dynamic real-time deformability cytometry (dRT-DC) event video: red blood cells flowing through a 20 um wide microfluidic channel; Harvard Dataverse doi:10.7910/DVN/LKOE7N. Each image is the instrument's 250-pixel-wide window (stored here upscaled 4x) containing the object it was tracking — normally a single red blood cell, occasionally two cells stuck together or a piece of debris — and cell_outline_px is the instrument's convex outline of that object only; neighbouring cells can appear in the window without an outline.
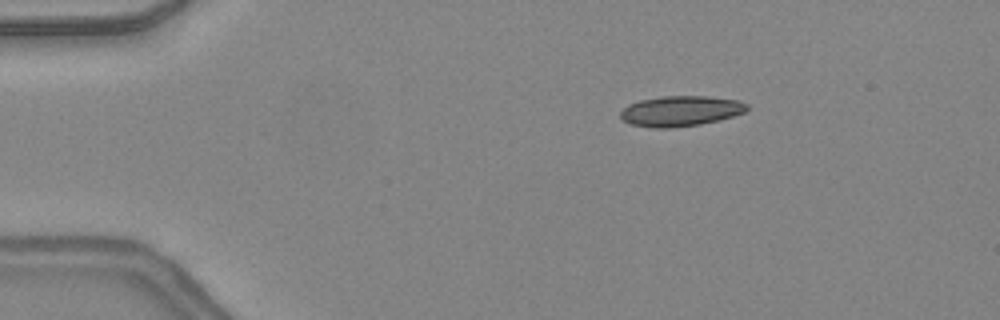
{"species": "common noctule bat (a hibernating species)", "species_latin": "Nyctalus noctula", "temperature_condition": "warm", "stored_images_in_passage": 40, "camera_frame_rate_fps": 3000, "um_per_image_px": 0.085, "animal": {"sex": "female", "body_mass_g": 24.6, "forearm_length_mm": 56.2}, "frame": {"image": 1, "passage_image": 1, "time_ms": 0.0, "image_size_px": [1000, 320], "cell_outline_px": [[748, 108], [744, 112], [720, 120], [700, 124], [668, 128], [656, 128], [632, 124], [620, 120], [620, 112], [628, 104], [640, 100], [664, 96], [708, 96], [736, 100], [748, 104]], "centroid_in_image_um": [57.83, 9.43], "position_along_channel_um": 27.2, "area_um2": 22.31}}
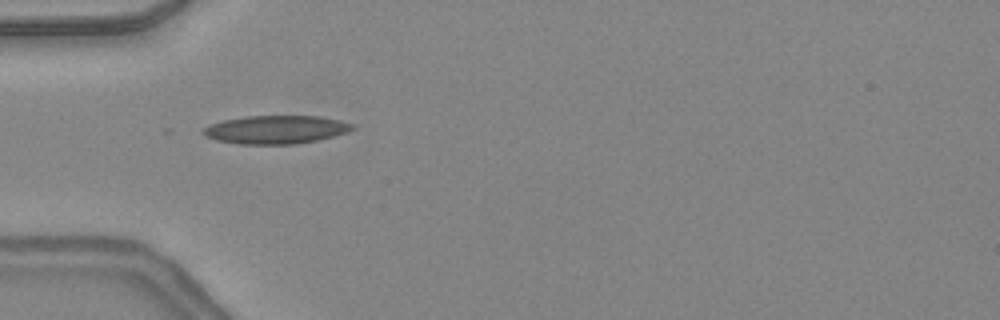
{"frame": {"image": 2, "passage_image": 8, "time_ms": 2.333, "image_size_px": [1000, 320], "cell_outline_px": [[356, 128], [348, 132], [316, 140], [296, 144], [240, 144], [216, 140], [204, 136], [200, 132], [208, 124], [224, 120], [244, 116], [320, 116], [340, 120], [356, 124]], "centroid_in_image_um": [23.45, 11.01], "position_along_channel_um": 61.6, "area_um2": 24.8}}
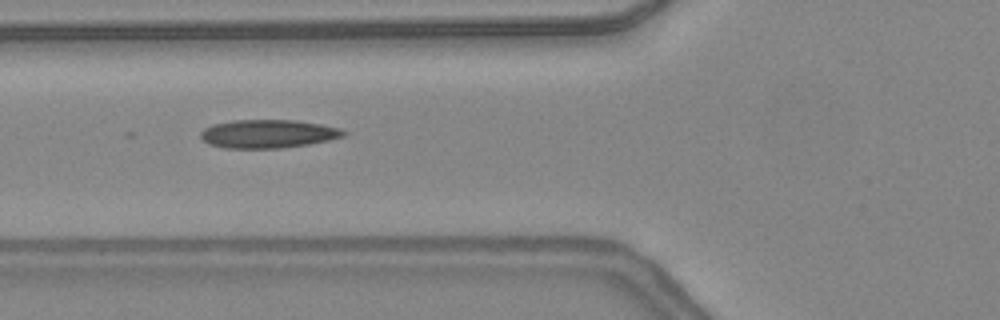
{"frame": {"image": 3, "passage_image": 11, "time_ms": 3.333, "image_size_px": [1000, 320], "cell_outline_px": [[348, 132], [344, 136], [328, 140], [308, 144], [280, 148], [224, 148], [208, 144], [200, 136], [200, 132], [204, 128], [212, 124], [232, 120], [296, 120], [320, 124], [340, 128]], "centroid_in_image_um": [22.76, 11.37], "position_along_channel_um": 103.0, "area_um2": 23.7}, "authors_computed_cell_mechanics": {"area_um2": 22.6576, "velocity_mm_per_s": 4.3937, "shape_relaxation_time_tau1_ms": null, "shape_relaxation_time_tau2_ms": 2.6185, "deformation_change_tau1": null, "deformation_change_tau2": 0.1122}}